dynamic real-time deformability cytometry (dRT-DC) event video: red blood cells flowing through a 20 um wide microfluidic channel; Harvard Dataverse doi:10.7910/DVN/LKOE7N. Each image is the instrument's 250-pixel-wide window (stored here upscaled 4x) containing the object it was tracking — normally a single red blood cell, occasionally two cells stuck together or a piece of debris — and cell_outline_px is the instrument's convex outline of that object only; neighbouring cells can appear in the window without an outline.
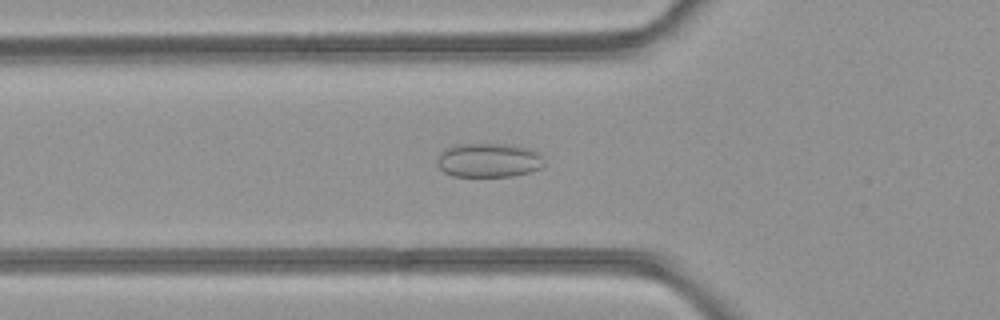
{"species": "common noctule bat (a hibernating species)", "species_latin": "Nyctalus noctula", "temperature_condition": "room temperature", "stored_images_in_passage": 42, "camera_frame_rate_fps": 3000, "um_per_image_px": 0.085, "animal": {"sex": "female", "body_mass_g": 21.9}, "frame": {"image": 1, "passage_image": 16, "time_ms": 5.0, "image_size_px": [1000, 320], "cell_outline_px": [[544, 164], [540, 168], [532, 172], [512, 176], [452, 176], [444, 172], [436, 164], [436, 160], [440, 152], [448, 148], [460, 144], [508, 144], [528, 148], [536, 152], [544, 160]], "centroid_in_image_um": [41.53, 13.63], "position_along_channel_um": 84.3, "area_um2": 21.27}}
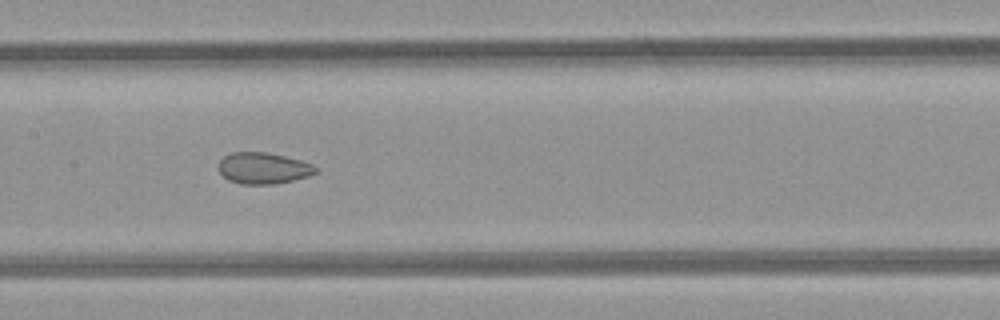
{"frame": {"image": 2, "passage_image": 23, "time_ms": 7.333, "image_size_px": [1000, 320], "cell_outline_px": [[316, 172], [308, 176], [276, 184], [240, 184], [228, 180], [216, 168], [220, 160], [224, 156], [232, 152], [264, 152], [284, 156], [300, 160], [312, 164], [316, 168]], "centroid_in_image_um": [22.33, 14.3], "position_along_channel_um": 185.1, "area_um2": 17.69}}
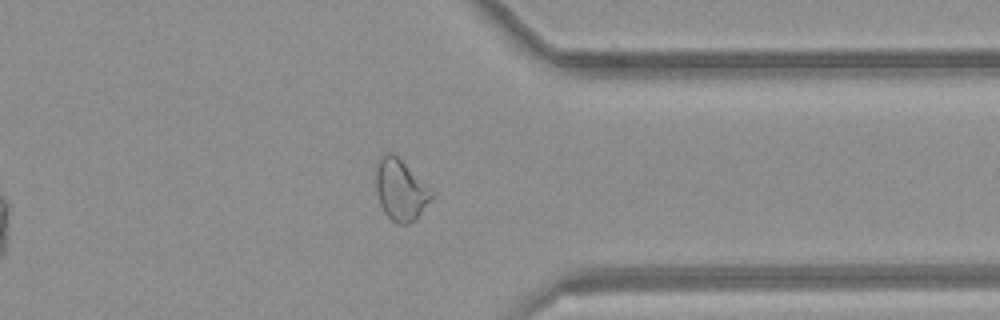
{"frame": {"image": 3, "passage_image": 37, "time_ms": 12.0, "image_size_px": [1000, 320], "cell_outline_px": [[436, 192], [416, 220], [408, 224], [396, 224], [384, 212], [380, 204], [376, 192], [376, 160], [380, 156], [388, 152], [392, 152]], "centroid_in_image_um": [34.05, 16.14], "position_along_channel_um": 377.3, "area_um2": 20.11}, "authors_computed_cell_mechanics": {"area_um2": 20.519, "velocity_mm_per_s": 4.272, "shape_relaxation_time_tau1_ms": null, "shape_relaxation_time_tau2_ms": 1.482, "deformation_change_tau1": null, "deformation_change_tau2": 0.0631}}